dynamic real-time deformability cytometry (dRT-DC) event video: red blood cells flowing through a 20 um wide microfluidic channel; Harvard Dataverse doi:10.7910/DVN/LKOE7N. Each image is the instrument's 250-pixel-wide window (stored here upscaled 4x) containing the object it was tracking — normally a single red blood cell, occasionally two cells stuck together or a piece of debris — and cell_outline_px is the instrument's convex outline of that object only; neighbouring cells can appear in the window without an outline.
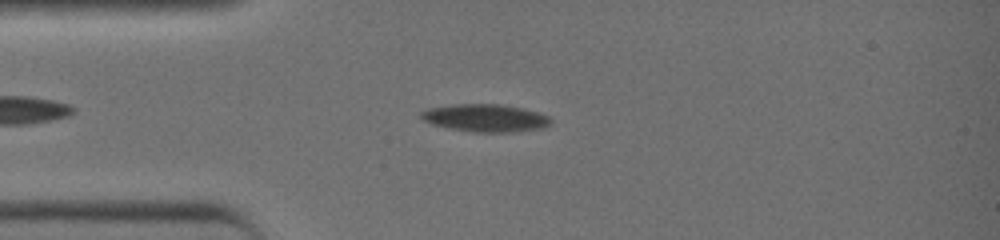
{"species": "common noctule bat (a hibernating species)", "species_latin": "Nyctalus noctula", "temperature_condition": "warm", "stored_images_in_passage": 40, "camera_frame_rate_fps": 3000, "um_per_image_px": 0.085, "animal": {"sex": "female", "body_mass_g": 19.0, "forearm_length_mm": 51.5}, "frame": {"image": 1, "passage_image": 7, "time_ms": 2.0, "image_size_px": [1000, 240], "cell_outline_px": [[548, 120], [544, 124], [532, 128], [492, 132], [488, 132], [456, 128], [436, 124], [424, 120], [420, 116], [424, 112], [432, 108], [456, 104], [500, 104], [520, 108], [544, 116]], "centroid_in_image_um": [41.13, 9.98], "position_along_channel_um": 43.9, "area_um2": 18.84}}
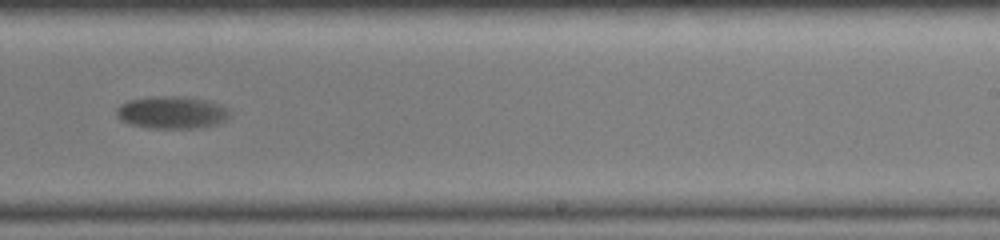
{"frame": {"image": 2, "passage_image": 24, "time_ms": 7.667, "image_size_px": [1000, 240], "cell_outline_px": [[228, 112], [220, 120], [212, 124], [188, 128], [156, 128], [132, 124], [124, 120], [120, 116], [120, 104], [128, 100], [172, 96], [184, 96], [200, 100], [212, 104]], "centroid_in_image_um": [14.5, 9.56], "position_along_channel_um": 274.5, "area_um2": 19.48}}
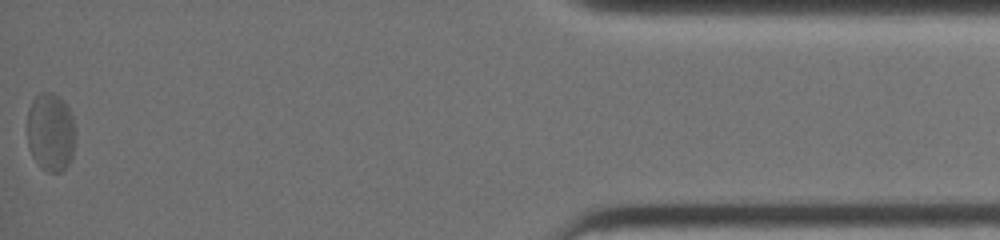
{"frame": {"image": 3, "passage_image": 40, "time_ms": 13.0, "image_size_px": [1000, 240], "cell_outline_px": [[72, 156], [68, 164], [60, 172], [48, 172], [40, 164], [32, 152], [28, 144], [28, 112], [32, 100], [36, 96], [44, 92], [48, 92], [56, 96], [68, 108], [72, 116]], "centroid_in_image_um": [4.27, 11.22], "position_along_channel_um": 430.9, "area_um2": 20.87}}